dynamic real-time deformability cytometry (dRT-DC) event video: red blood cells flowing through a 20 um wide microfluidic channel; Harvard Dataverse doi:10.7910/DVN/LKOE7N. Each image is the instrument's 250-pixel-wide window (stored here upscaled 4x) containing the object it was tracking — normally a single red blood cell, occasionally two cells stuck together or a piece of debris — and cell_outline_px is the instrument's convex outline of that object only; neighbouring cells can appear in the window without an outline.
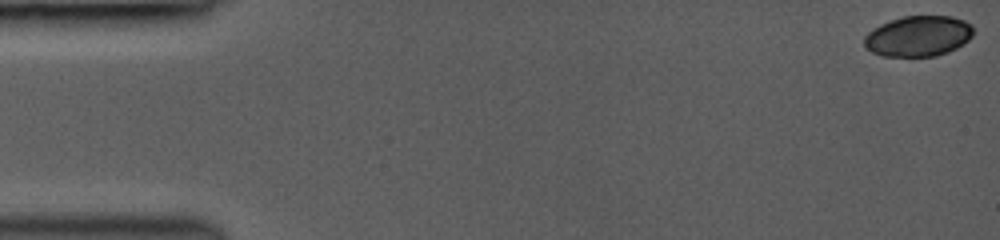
{"species": "common noctule bat (a hibernating species)", "species_latin": "Nyctalus noctula", "temperature_condition": "room temperature", "stored_images_in_passage": 12, "camera_frame_rate_fps": 3000, "um_per_image_px": 0.085, "animal": {"sex": "female", "body_mass_g": 19.0, "forearm_length_mm": 53.3}, "frame": {"image": 1, "passage_image": 1, "time_ms": 0.0, "image_size_px": [1000, 240], "cell_outline_px": [[972, 36], [964, 44], [948, 52], [936, 56], [880, 56], [864, 48], [864, 36], [872, 28], [880, 24], [904, 16], [952, 16], [964, 20], [972, 24]], "centroid_in_image_um": [78.04, 3.07], "position_along_channel_um": 7.0, "area_um2": 26.01}}